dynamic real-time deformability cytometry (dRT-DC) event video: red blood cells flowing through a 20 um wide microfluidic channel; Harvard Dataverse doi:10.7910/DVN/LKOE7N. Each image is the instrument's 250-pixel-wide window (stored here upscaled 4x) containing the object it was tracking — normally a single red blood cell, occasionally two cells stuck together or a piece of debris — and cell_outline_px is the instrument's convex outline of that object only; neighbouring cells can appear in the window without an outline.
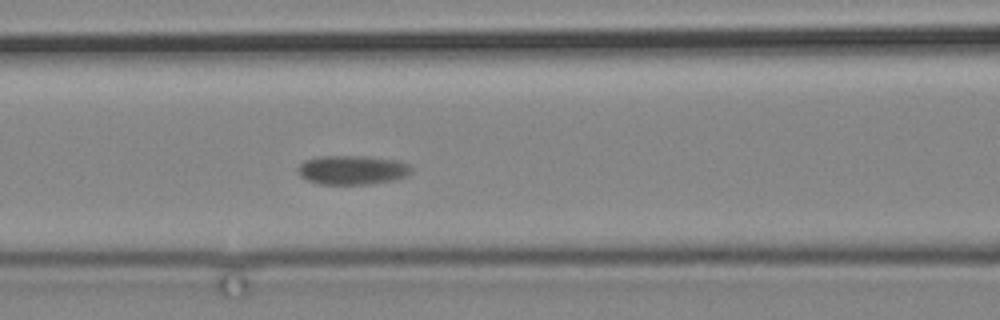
{"species": "common noctule bat (a hibernating species)", "species_latin": "Nyctalus noctula", "temperature_condition": "cold", "stored_images_in_passage": 3, "camera_frame_rate_fps": 3000, "um_per_image_px": 0.085, "animal": {"sex": "male", "body_mass_g": 19.2, "forearm_length_mm": 51.8}, "frame": {"image": 1, "passage_image": 3, "time_ms": 2.333, "image_size_px": [1000, 320], "cell_outline_px": [[412, 172], [408, 176], [392, 180], [372, 184], [320, 184], [308, 180], [300, 176], [296, 172], [296, 168], [304, 160], [320, 156], [368, 156], [396, 160], [408, 164], [412, 168]], "centroid_in_image_um": [29.93, 14.44], "position_along_channel_um": 136.7, "area_um2": 19.48}}